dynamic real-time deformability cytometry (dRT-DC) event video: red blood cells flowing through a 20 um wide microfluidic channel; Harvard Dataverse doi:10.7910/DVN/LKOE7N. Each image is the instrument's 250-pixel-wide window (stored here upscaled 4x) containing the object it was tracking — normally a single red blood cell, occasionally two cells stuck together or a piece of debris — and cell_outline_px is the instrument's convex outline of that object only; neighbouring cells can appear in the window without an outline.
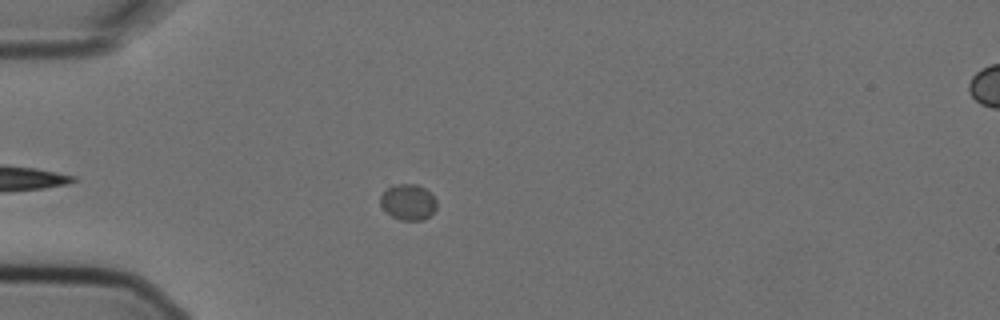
{"species": "Egyptian fruit bat (a non-hibernating species)", "species_latin": "Rousettus aegyptiacus", "temperature_condition": "cold", "stored_images_in_passage": 5, "segment_of_instrument_passage": [1, 2], "camera_frame_rate_fps": 3000, "um_per_image_px": 0.085, "animal": {"sex": "female"}, "frame": {"image": 1, "passage_image": 4, "time_ms": 1.0, "image_size_px": [1000, 320], "cell_outline_px": [[436, 208], [424, 220], [400, 220], [392, 216], [380, 204], [380, 196], [388, 188], [396, 184], [416, 184], [424, 188], [436, 200]], "centroid_in_image_um": [34.69, 17.18], "position_along_channel_um": 50.3, "area_um2": 11.5}}